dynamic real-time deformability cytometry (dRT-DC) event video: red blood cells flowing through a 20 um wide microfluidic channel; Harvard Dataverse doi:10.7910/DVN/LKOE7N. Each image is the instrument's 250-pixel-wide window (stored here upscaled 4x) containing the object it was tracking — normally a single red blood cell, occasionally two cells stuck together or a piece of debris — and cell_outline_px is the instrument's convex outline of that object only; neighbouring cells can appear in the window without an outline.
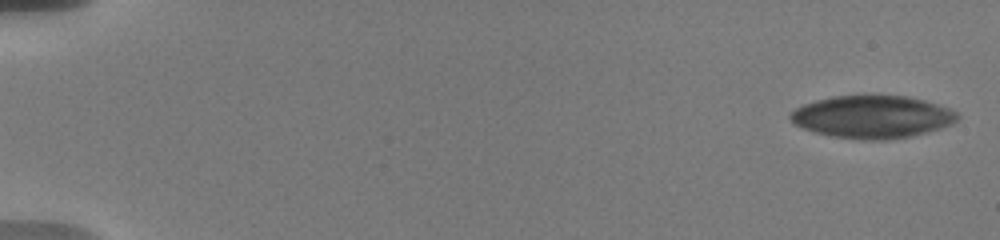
{"species": "human", "species_latin": "Homo sapiens", "temperature_condition": "warm", "stored_images_in_passage": 21, "camera_frame_rate_fps": 3000, "um_per_image_px": 0.085, "donor": {"sex": "male"}, "frame": {"image": 1, "passage_image": 1, "time_ms": 0.0, "image_size_px": [1000, 240], "cell_outline_px": [[960, 116], [952, 124], [940, 128], [908, 136], [888, 140], [860, 140], [832, 136], [816, 132], [804, 128], [796, 124], [788, 116], [796, 108], [804, 104], [816, 100], [832, 96], [908, 96], [924, 100], [948, 108], [956, 112]], "centroid_in_image_um": [74.15, 9.93], "position_along_channel_um": 10.9, "area_um2": 41.04}}
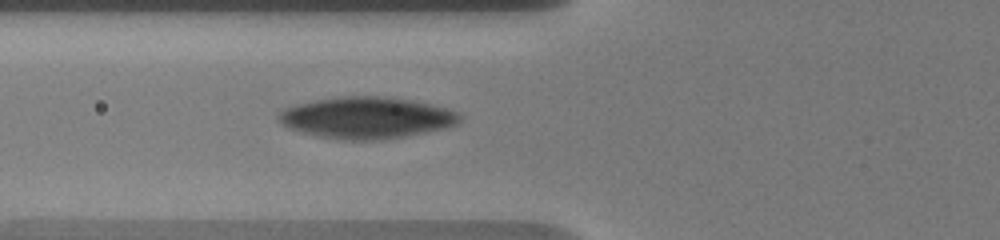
{"frame": {"image": 2, "passage_image": 15, "time_ms": 7.0, "image_size_px": [1000, 240], "cell_outline_px": [[460, 120], [456, 124], [424, 132], [384, 140], [348, 140], [316, 136], [300, 132], [288, 128], [280, 124], [276, 120], [276, 112], [284, 108], [296, 104], [316, 100], [340, 96], [380, 96], [412, 100], [432, 104], [448, 108], [456, 112], [460, 116]], "centroid_in_image_um": [31.06, 10.0], "position_along_channel_um": 94.7, "area_um2": 43.99}}
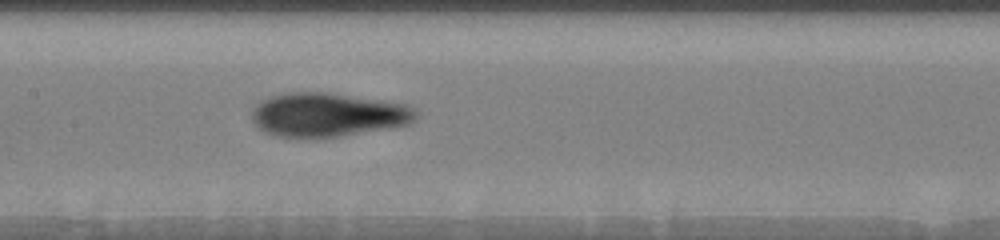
{"frame": {"image": 3, "passage_image": 21, "time_ms": 9.333, "image_size_px": [1000, 240], "cell_outline_px": [[420, 116], [408, 124], [340, 136], [272, 136], [264, 132], [252, 120], [252, 108], [260, 100], [272, 96], [288, 92], [328, 92], [408, 104], [416, 108]], "centroid_in_image_um": [27.87, 9.73], "position_along_channel_um": 179.5, "area_um2": 41.79}}